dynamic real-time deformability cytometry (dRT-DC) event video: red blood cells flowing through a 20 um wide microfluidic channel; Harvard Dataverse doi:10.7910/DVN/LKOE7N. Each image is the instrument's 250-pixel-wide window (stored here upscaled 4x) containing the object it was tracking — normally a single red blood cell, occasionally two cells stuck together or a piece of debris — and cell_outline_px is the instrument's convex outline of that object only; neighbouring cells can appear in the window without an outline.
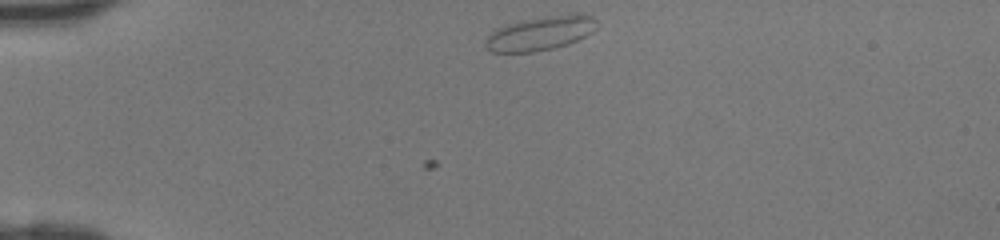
{"species": "human", "species_latin": "Homo sapiens", "temperature_condition": "room temperature", "stored_images_in_passage": 31, "camera_frame_rate_fps": 3000, "um_per_image_px": 0.085, "donor": {"sex": "female"}, "frame": {"image": 1, "passage_image": 1, "time_ms": 0.0, "image_size_px": [1000, 240], "cell_outline_px": [[596, 28], [592, 32], [568, 44], [552, 48], [532, 52], [492, 52], [484, 44], [484, 40], [496, 28], [520, 20], [544, 16], [576, 12], [584, 12], [592, 16], [596, 20]], "centroid_in_image_um": [45.95, 2.79], "position_along_channel_um": 39.0, "area_um2": 22.31}}
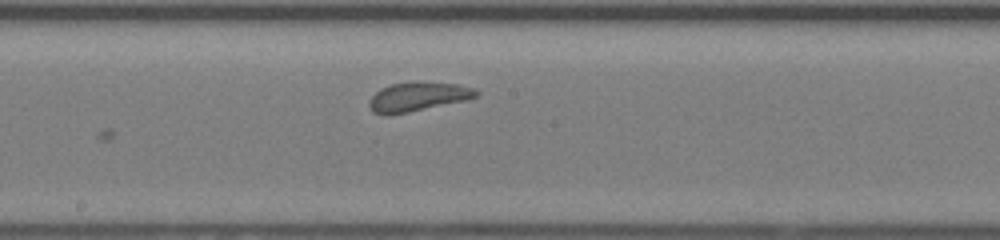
{"frame": {"image": 2, "passage_image": 16, "time_ms": 5.0, "image_size_px": [1000, 240], "cell_outline_px": [[480, 92], [476, 96], [468, 100], [388, 116], [384, 116], [372, 112], [368, 104], [368, 100], [380, 88], [392, 84], [416, 80], [420, 80], [460, 84], [476, 88]], "centroid_in_image_um": [35.53, 8.2], "position_along_channel_um": 212.7, "area_um2": 18.79}}
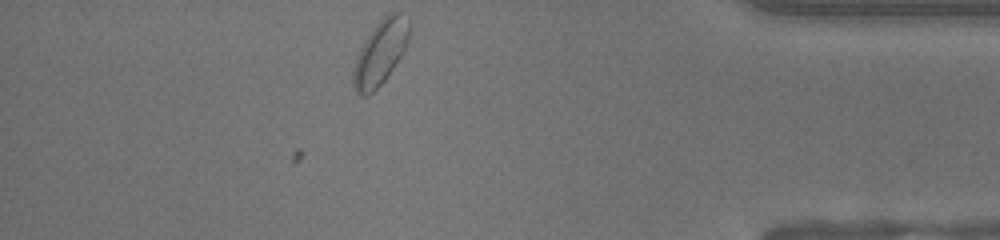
{"frame": {"image": 3, "passage_image": 31, "time_ms": 10.0, "image_size_px": [1000, 240], "cell_outline_px": [[408, 40], [400, 56], [384, 80], [368, 96], [360, 96], [356, 92], [352, 84], [352, 72], [356, 56], [360, 48], [376, 24], [384, 16], [392, 12], [400, 12], [408, 24]], "centroid_in_image_um": [32.26, 4.52], "position_along_channel_um": 402.9, "area_um2": 20.4}}